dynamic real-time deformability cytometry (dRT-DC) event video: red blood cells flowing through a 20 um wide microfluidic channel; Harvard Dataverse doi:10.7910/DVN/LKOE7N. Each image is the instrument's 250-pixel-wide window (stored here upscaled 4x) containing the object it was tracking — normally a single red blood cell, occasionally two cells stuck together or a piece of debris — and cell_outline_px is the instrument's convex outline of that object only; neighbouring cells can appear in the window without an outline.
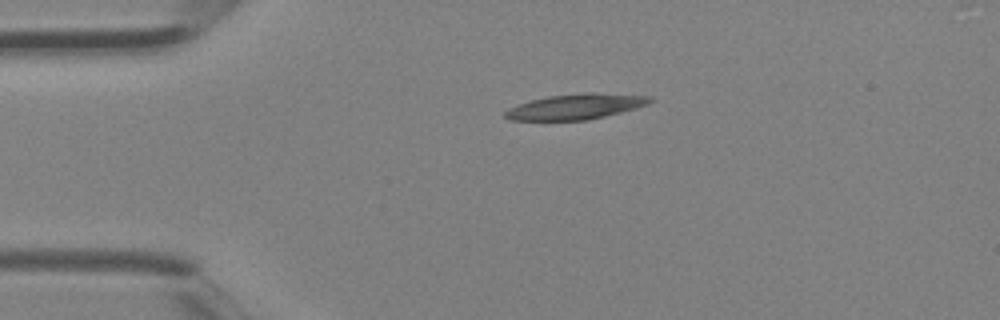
{"species": "Egyptian fruit bat (a non-hibernating species)", "species_latin": "Rousettus aegyptiacus", "temperature_condition": "room temperature", "stored_images_in_passage": 2, "camera_frame_rate_fps": 3000, "um_per_image_px": 0.085, "animal": {"sex": "female"}, "frame": {"image": 1, "passage_image": 1, "time_ms": 0.0, "image_size_px": [1000, 320], "cell_outline_px": [[652, 100], [648, 104], [636, 108], [588, 120], [512, 120], [504, 116], [504, 112], [520, 104], [532, 100], [548, 96], [584, 92], [592, 92], [652, 96]], "centroid_in_image_um": [48.98, 9.05], "position_along_channel_um": 36.0, "area_um2": 21.21}}